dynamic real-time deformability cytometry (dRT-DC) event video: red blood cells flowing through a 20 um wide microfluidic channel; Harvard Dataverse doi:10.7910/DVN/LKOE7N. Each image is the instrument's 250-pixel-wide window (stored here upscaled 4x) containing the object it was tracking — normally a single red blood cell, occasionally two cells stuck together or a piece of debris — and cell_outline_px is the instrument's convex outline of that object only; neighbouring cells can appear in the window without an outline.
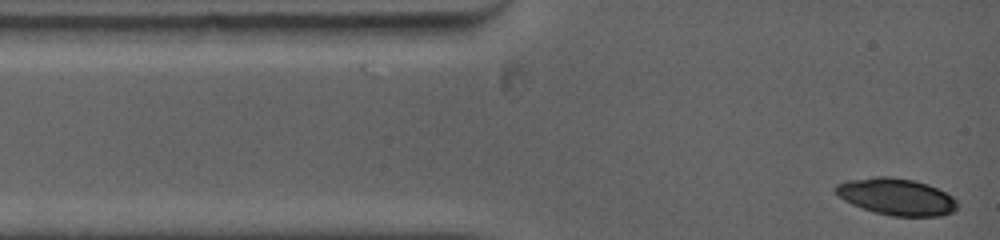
{"species": "common noctule bat (a hibernating species)", "species_latin": "Nyctalus noctula", "temperature_condition": "warm", "stored_images_in_passage": 11, "camera_frame_rate_fps": 5000, "um_per_image_px": 0.085, "animal": {"sex": "female", "body_mass_g": 19.0, "forearm_length_mm": 53.3}, "frame": {"image": 1, "passage_image": 1, "time_ms": 0.0, "image_size_px": [1000, 240], "cell_outline_px": [[956, 208], [952, 212], [940, 216], [892, 216], [876, 212], [852, 204], [844, 200], [832, 188], [836, 184], [848, 180], [876, 176], [888, 176], [912, 180], [928, 184], [952, 196], [956, 200]], "centroid_in_image_um": [76.17, 16.71], "position_along_channel_um": 8.8, "area_um2": 25.84}}